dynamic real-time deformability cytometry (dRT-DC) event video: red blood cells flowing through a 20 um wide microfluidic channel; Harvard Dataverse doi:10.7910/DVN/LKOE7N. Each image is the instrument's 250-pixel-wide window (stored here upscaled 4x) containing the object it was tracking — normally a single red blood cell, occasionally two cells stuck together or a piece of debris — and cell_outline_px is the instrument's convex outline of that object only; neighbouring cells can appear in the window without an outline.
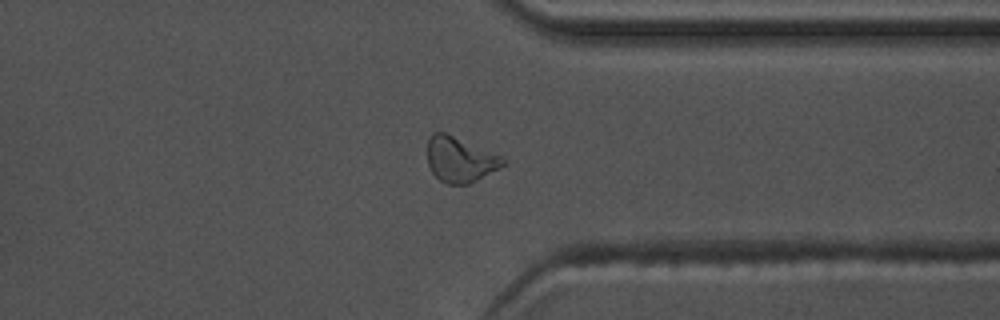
{"species": "common noctule bat (a hibernating species)", "species_latin": "Nyctalus noctula", "temperature_condition": "warm", "stored_images_in_passage": 54, "camera_frame_rate_fps": 3000, "um_per_image_px": 0.085, "animal": {"sex": "male", "body_mass_g": 17.5, "forearm_length_mm": 52.3}, "frame": {"image": 1, "passage_image": 42, "time_ms": 13.667, "image_size_px": [1000, 320], "cell_outline_px": [[508, 164], [468, 184], [448, 184], [440, 180], [432, 172], [428, 164], [428, 140], [432, 132], [444, 132], [500, 156], [508, 160]], "centroid_in_image_um": [39.11, 13.57], "position_along_channel_um": 372.3, "area_um2": 19.65}}
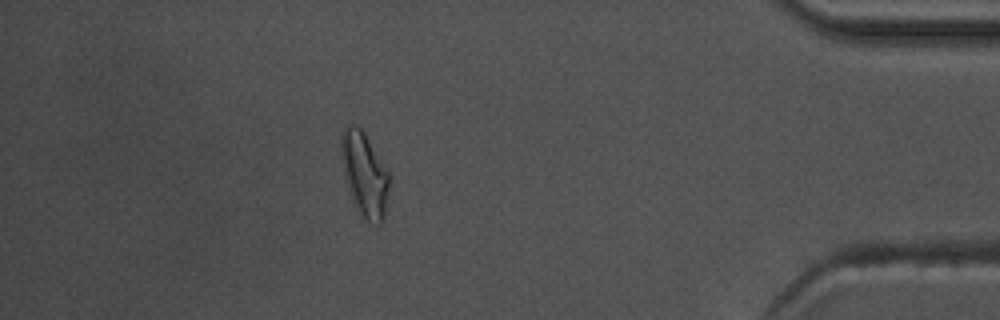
{"frame": {"image": 2, "passage_image": 48, "time_ms": 15.667, "image_size_px": [1000, 320], "cell_outline_px": [[392, 176], [384, 220], [380, 224], [376, 224], [368, 220], [360, 212], [348, 188], [344, 172], [340, 148], [340, 132], [348, 124], [356, 124], [364, 132], [388, 168]], "centroid_in_image_um": [31.03, 14.75], "position_along_channel_um": 404.2, "area_um2": 23.87}, "authors_computed_cell_mechanics": {"area_um2": 18.496, "velocity_mm_per_s": 3.7352, "shape_relaxation_time_tau1_ms": null, "shape_relaxation_time_tau2_ms": 3.5642, "deformation_change_tau1": null, "deformation_change_tau2": 0.1141}}